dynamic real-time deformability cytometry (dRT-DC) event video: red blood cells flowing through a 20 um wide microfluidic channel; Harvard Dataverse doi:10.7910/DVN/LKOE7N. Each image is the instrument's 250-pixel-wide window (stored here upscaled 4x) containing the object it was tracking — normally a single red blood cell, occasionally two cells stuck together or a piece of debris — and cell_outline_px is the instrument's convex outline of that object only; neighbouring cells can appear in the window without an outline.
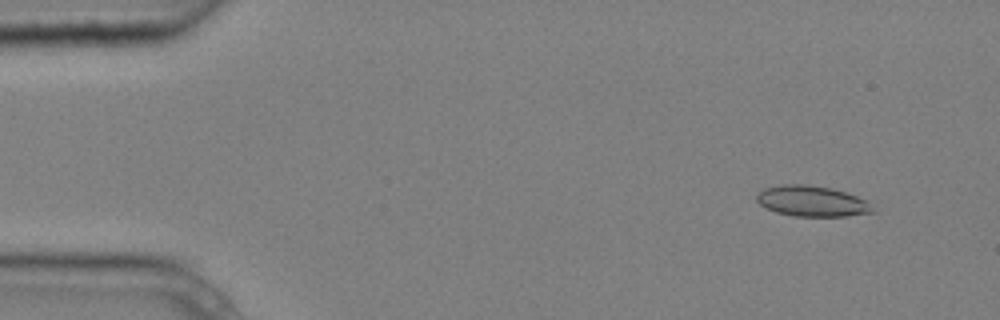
{"species": "common noctule bat (a hibernating species)", "species_latin": "Nyctalus noctula", "temperature_condition": "cold", "stored_images_in_passage": 5, "camera_frame_rate_fps": 3000, "um_per_image_px": 0.085, "animal": {"sex": "male", "body_mass_g": 20.4}, "frame": {"image": 1, "passage_image": 2, "time_ms": 0.333, "image_size_px": [1000, 320], "cell_outline_px": [[876, 212], [848, 216], [792, 216], [776, 212], [760, 204], [756, 200], [756, 196], [764, 188], [784, 184], [804, 184], [832, 188], [856, 196], [864, 200]], "centroid_in_image_um": [68.99, 17.1], "position_along_channel_um": 16.0, "area_um2": 20.52}}